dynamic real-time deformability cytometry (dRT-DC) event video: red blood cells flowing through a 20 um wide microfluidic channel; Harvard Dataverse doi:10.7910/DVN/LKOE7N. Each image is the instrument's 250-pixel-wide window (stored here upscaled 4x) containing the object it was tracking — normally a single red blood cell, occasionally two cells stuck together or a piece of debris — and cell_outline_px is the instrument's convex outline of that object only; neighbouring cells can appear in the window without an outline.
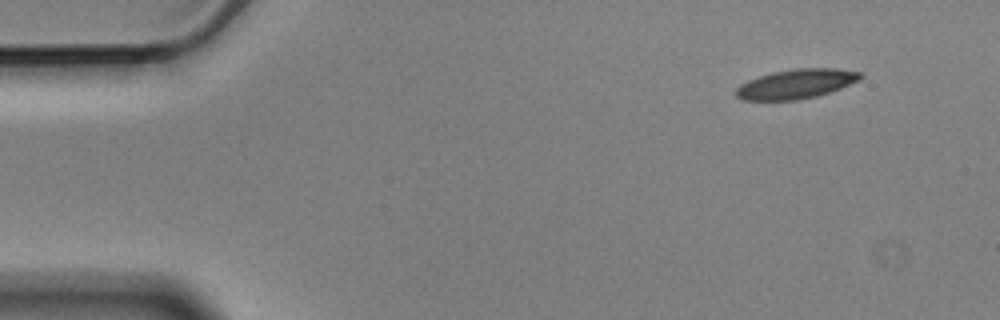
{"species": "Egyptian fruit bat (a non-hibernating species)", "species_latin": "Rousettus aegyptiacus", "temperature_condition": "cold", "stored_images_in_passage": 3, "camera_frame_rate_fps": 3000, "um_per_image_px": 0.085, "animal": {"sex": "male"}, "frame": {"image": 1, "passage_image": 3, "time_ms": 0.667, "image_size_px": [1000, 320], "cell_outline_px": [[864, 76], [860, 80], [840, 88], [816, 96], [796, 100], [740, 100], [736, 96], [736, 88], [740, 84], [748, 80], [772, 72], [796, 68], [836, 68], [860, 72]], "centroid_in_image_um": [67.67, 7.13], "position_along_channel_um": 17.3, "area_um2": 21.33}}